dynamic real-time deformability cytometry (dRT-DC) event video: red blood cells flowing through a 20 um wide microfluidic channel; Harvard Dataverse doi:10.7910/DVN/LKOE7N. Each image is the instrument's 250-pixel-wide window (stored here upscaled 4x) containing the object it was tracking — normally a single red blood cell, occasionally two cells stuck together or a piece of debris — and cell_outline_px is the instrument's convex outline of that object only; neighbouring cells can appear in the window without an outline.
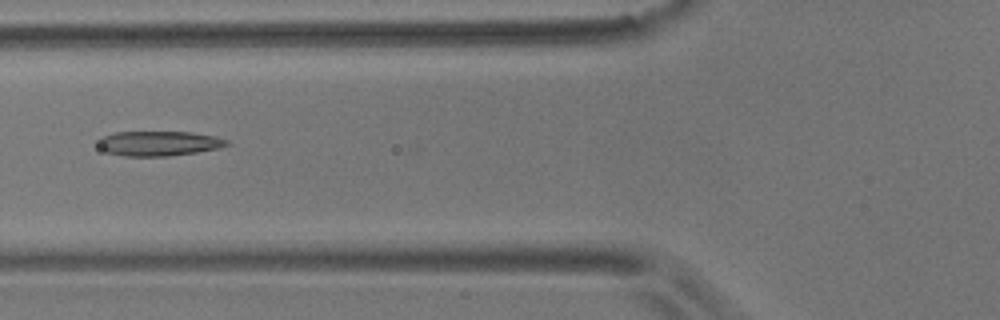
{"species": "common noctule bat (a hibernating species)", "species_latin": "Nyctalus noctula", "temperature_condition": "room temperature", "stored_images_in_passage": 2, "camera_frame_rate_fps": 3000, "um_per_image_px": 0.085, "animal": {"sex": "male", "body_mass_g": 17.9}, "frame": {"image": 1, "passage_image": 2, "time_ms": 0.333, "image_size_px": [1000, 320], "cell_outline_px": [[232, 144], [216, 148], [196, 152], [168, 156], [124, 156], [108, 152], [100, 148], [96, 144], [104, 136], [116, 132], [192, 132], [216, 136], [228, 140]], "centroid_in_image_um": [13.53, 12.19], "position_along_channel_um": 112.3, "area_um2": 18.5}}